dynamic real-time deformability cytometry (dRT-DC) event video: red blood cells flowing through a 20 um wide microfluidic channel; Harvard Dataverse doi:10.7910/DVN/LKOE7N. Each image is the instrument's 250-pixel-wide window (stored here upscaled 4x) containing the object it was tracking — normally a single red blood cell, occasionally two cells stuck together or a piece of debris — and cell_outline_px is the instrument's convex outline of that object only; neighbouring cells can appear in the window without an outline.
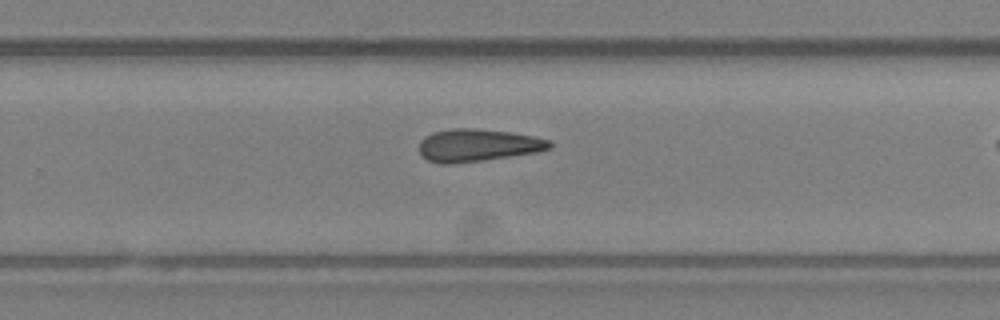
{"species": "Egyptian fruit bat (a non-hibernating species)", "species_latin": "Rousettus aegyptiacus", "temperature_condition": "room temperature", "stored_images_in_passage": 22, "camera_frame_rate_fps": 3000, "um_per_image_px": 0.085, "animal": {"sex": "female"}, "frame": {"image": 1, "passage_image": 16, "time_ms": 5.0, "image_size_px": [1000, 320], "cell_outline_px": [[552, 148], [536, 152], [452, 164], [440, 164], [428, 160], [420, 152], [420, 140], [424, 136], [432, 132], [452, 128], [476, 128], [508, 132], [532, 136], [552, 140]], "centroid_in_image_um": [40.59, 12.33], "position_along_channel_um": 289.2, "area_um2": 24.57}}